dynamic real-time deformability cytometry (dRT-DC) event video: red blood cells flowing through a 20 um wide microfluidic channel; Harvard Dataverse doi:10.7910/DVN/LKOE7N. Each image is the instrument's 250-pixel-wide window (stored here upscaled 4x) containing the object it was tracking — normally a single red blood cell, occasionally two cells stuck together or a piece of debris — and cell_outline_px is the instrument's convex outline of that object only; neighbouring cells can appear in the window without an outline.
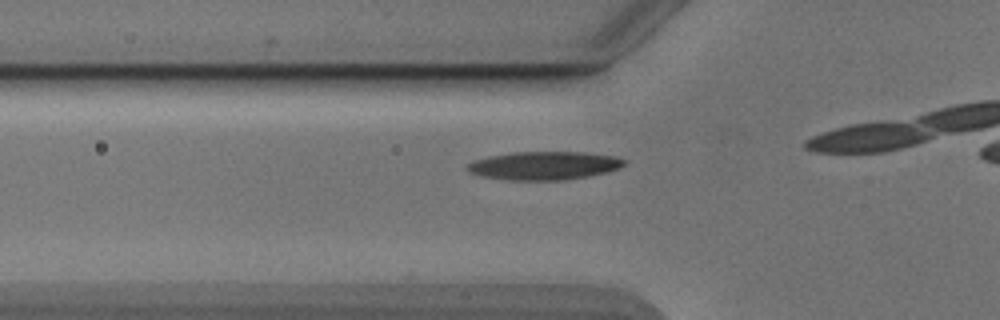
{"species": "Egyptian fruit bat (a non-hibernating species)", "species_latin": "Rousettus aegyptiacus", "temperature_condition": "cold", "stored_images_in_passage": 8, "camera_frame_rate_fps": 3000, "um_per_image_px": 0.085, "animal": {"sex": "male"}, "frame": {"image": 1, "passage_image": 4, "time_ms": 1.0, "image_size_px": [1000, 320], "cell_outline_px": [[628, 160], [620, 168], [608, 172], [588, 176], [564, 180], [504, 180], [484, 176], [472, 172], [468, 168], [468, 164], [476, 160], [488, 156], [512, 152], [584, 152], [616, 156]], "centroid_in_image_um": [46.33, 14.07], "position_along_channel_um": 79.5, "area_um2": 25.84}}
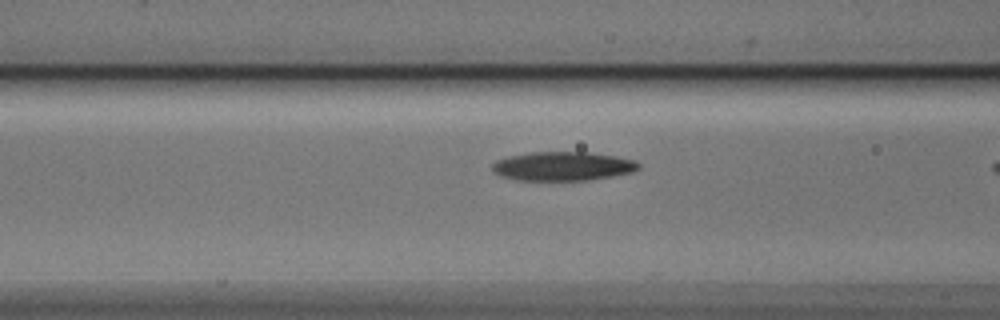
{"frame": {"image": 2, "passage_image": 7, "time_ms": 2.0, "image_size_px": [1000, 320], "cell_outline_px": [[640, 168], [632, 172], [584, 180], [516, 180], [504, 176], [496, 172], [492, 168], [492, 164], [496, 160], [508, 156], [528, 152], [588, 152], [616, 156], [636, 160], [640, 164]], "centroid_in_image_um": [47.84, 14.11], "position_along_channel_um": 118.8, "area_um2": 24.51}}